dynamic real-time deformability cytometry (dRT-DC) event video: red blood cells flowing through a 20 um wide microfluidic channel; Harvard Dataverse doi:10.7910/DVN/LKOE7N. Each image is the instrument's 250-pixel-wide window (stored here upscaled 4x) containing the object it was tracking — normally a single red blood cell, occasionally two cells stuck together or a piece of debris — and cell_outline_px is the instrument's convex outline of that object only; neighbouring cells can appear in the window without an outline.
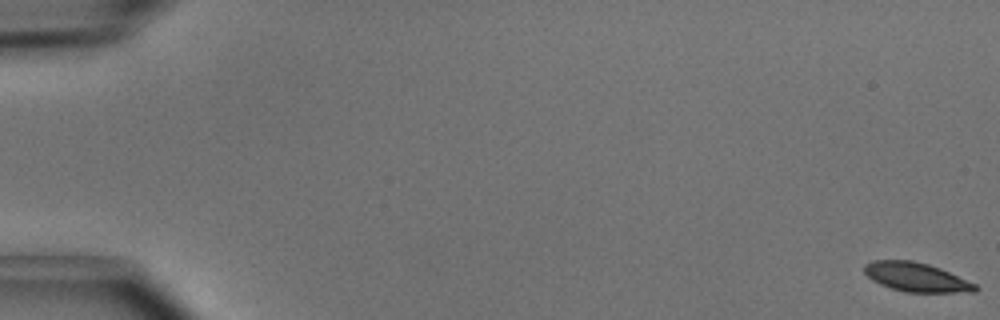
{"species": "common noctule bat (a hibernating species)", "species_latin": "Nyctalus noctula", "temperature_condition": "cold", "stored_images_in_passage": 51, "camera_frame_rate_fps": 3000, "um_per_image_px": 0.085, "animal": {"sex": "male", "body_mass_g": 15.6}, "frame": {"image": 1, "passage_image": 1, "time_ms": 0.0, "image_size_px": [1000, 320], "cell_outline_px": [[980, 288], [976, 292], [904, 292], [880, 284], [872, 280], [864, 272], [864, 264], [872, 260], [912, 260], [928, 264], [940, 268], [976, 284]], "centroid_in_image_um": [77.88, 23.55], "position_along_channel_um": 7.1, "area_um2": 18.79}}
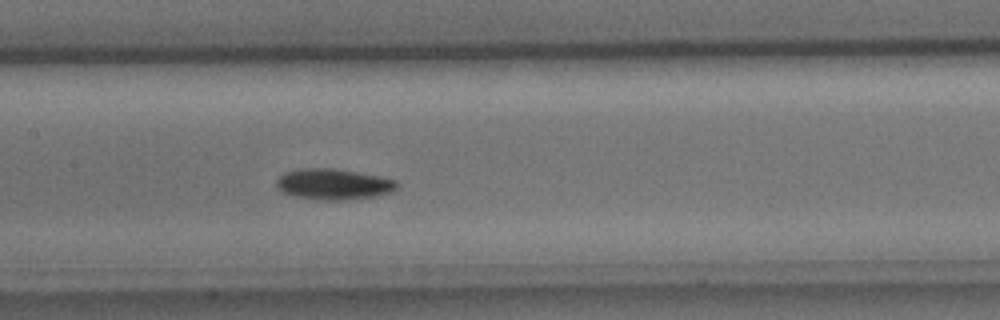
{"frame": {"image": 2, "passage_image": 26, "time_ms": 8.333, "image_size_px": [1000, 320], "cell_outline_px": [[400, 184], [392, 192], [376, 196], [344, 200], [316, 200], [296, 196], [284, 192], [276, 188], [276, 180], [284, 172], [300, 168], [332, 168], [356, 172], [396, 180]], "centroid_in_image_um": [28.33, 15.66], "position_along_channel_um": 179.1, "area_um2": 21.68}}
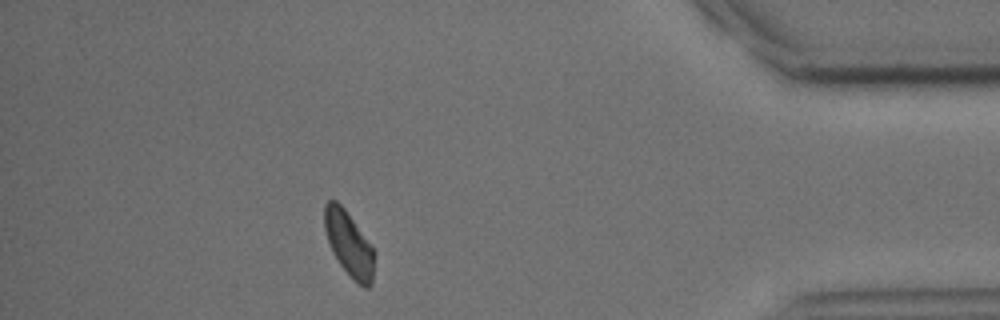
{"frame": {"image": 3, "passage_image": 46, "time_ms": 15.0, "image_size_px": [1000, 320], "cell_outline_px": [[372, 284], [368, 288], [364, 288], [356, 284], [340, 264], [332, 252], [324, 228], [324, 204], [328, 200], [336, 200], [344, 208], [372, 244]], "centroid_in_image_um": [29.63, 20.72], "position_along_channel_um": 405.6, "area_um2": 18.67}, "authors_computed_cell_mechanics": {"area_um2": 19.8254, "velocity_mm_per_s": 4.0036, "shape_relaxation_time_tau1_ms": 2.4558, "shape_relaxation_time_tau2_ms": null, "deformation_change_tau1": 0.113, "deformation_change_tau2": null}}